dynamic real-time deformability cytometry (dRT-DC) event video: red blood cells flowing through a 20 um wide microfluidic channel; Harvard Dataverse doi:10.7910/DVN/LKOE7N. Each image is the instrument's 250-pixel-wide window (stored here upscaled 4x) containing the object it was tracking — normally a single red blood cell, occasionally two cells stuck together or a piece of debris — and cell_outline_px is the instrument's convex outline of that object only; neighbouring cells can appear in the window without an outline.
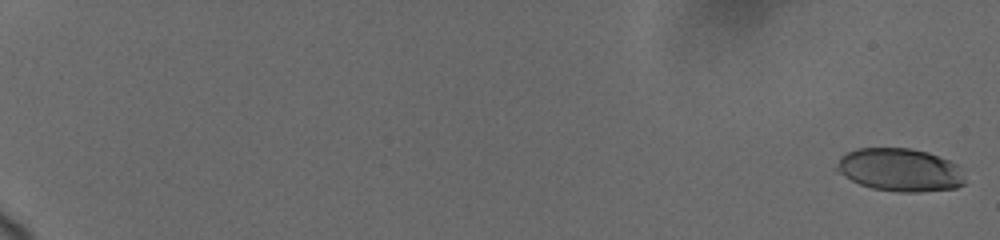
{"species": "human", "species_latin": "Homo sapiens", "temperature_condition": "cold", "stored_images_in_passage": 19, "camera_frame_rate_fps": 3000, "um_per_image_px": 0.085, "donor": {"sex": "female"}, "frame": {"image": 1, "passage_image": 1, "time_ms": 0.0, "image_size_px": [1000, 240], "cell_outline_px": [[964, 184], [956, 188], [920, 192], [896, 192], [872, 188], [860, 184], [844, 176], [832, 168], [840, 156], [844, 152], [856, 148], [908, 148], [928, 152], [948, 160], [956, 164], [964, 180]], "centroid_in_image_um": [76.41, 14.43], "position_along_channel_um": 8.6, "area_um2": 32.31}}
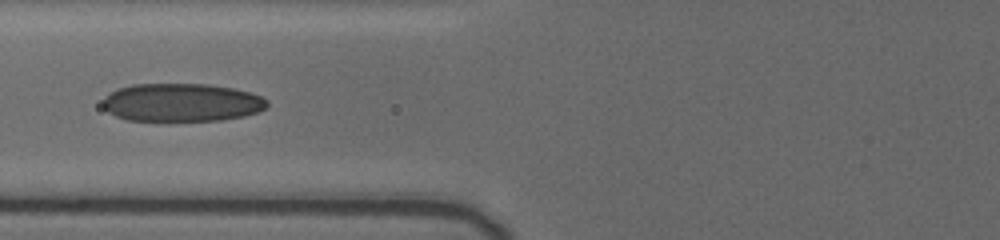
{"frame": {"image": 2, "passage_image": 16, "time_ms": 9.0, "image_size_px": [1000, 240], "cell_outline_px": [[268, 108], [244, 116], [220, 120], [128, 120], [116, 116], [108, 112], [104, 108], [104, 96], [120, 88], [132, 84], [208, 84], [232, 88], [248, 92], [260, 96], [268, 100]], "centroid_in_image_um": [15.46, 8.71], "position_along_channel_um": 110.3, "area_um2": 36.3}}
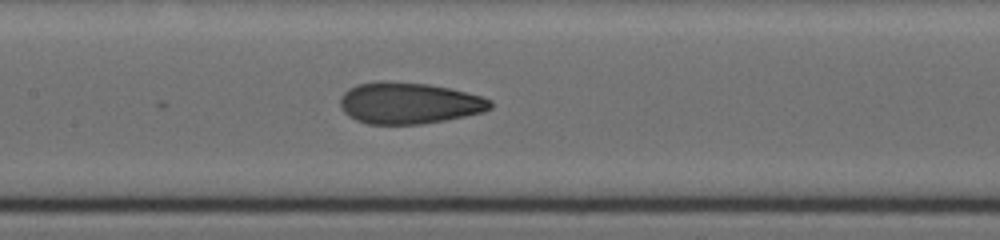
{"frame": {"image": 3, "passage_image": 19, "time_ms": 10.667, "image_size_px": [1000, 240], "cell_outline_px": [[492, 108], [484, 112], [444, 120], [420, 124], [368, 124], [356, 120], [348, 116], [340, 108], [340, 96], [348, 88], [356, 84], [384, 80], [388, 80], [428, 84], [448, 88], [484, 96], [492, 100]], "centroid_in_image_um": [34.74, 8.75], "position_along_channel_um": 172.7, "area_um2": 36.59}}